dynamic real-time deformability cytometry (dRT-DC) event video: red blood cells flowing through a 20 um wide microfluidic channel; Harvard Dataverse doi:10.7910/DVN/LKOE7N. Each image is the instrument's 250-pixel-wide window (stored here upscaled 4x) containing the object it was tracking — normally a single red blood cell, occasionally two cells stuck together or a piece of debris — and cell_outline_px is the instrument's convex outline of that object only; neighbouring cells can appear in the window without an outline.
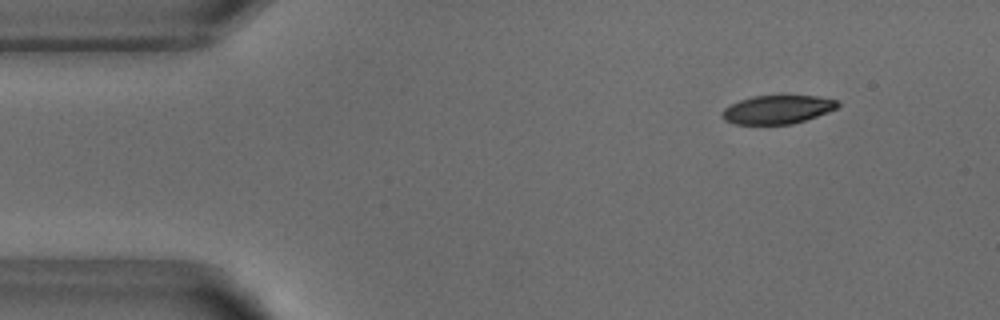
{"species": "common noctule bat (a hibernating species)", "species_latin": "Nyctalus noctula", "temperature_condition": "warm", "stored_images_in_passage": 47, "camera_frame_rate_fps": 3000, "um_per_image_px": 0.085, "animal": {"sex": "male", "body_mass_g": 18.8}, "frame": {"image": 1, "passage_image": 1, "time_ms": 0.0, "image_size_px": [1000, 320], "cell_outline_px": [[840, 104], [836, 108], [828, 112], [792, 124], [736, 124], [724, 120], [724, 108], [740, 100], [752, 96], [816, 96], [836, 100]], "centroid_in_image_um": [66.1, 9.31], "position_along_channel_um": 18.9, "area_um2": 18.84}}
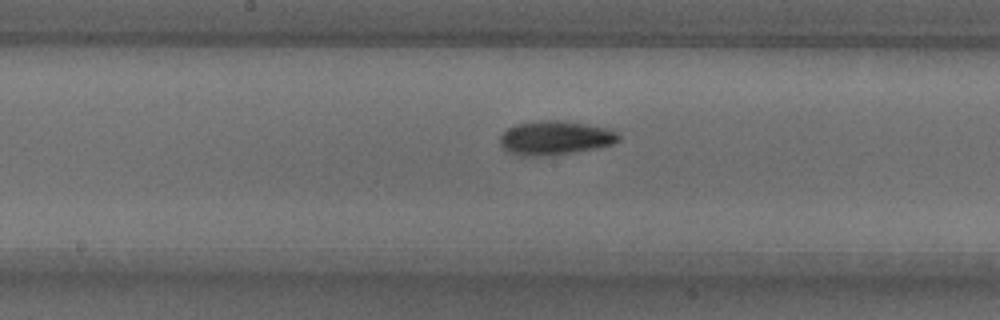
{"frame": {"image": 2, "passage_image": 21, "time_ms": 6.667, "image_size_px": [1000, 320], "cell_outline_px": [[620, 140], [612, 144], [596, 148], [548, 156], [520, 156], [508, 152], [500, 144], [500, 136], [508, 128], [516, 124], [540, 120], [556, 120], [584, 124], [608, 128], [616, 132], [620, 136]], "centroid_in_image_um": [47.16, 11.73], "position_along_channel_um": 201.0, "area_um2": 23.41}}
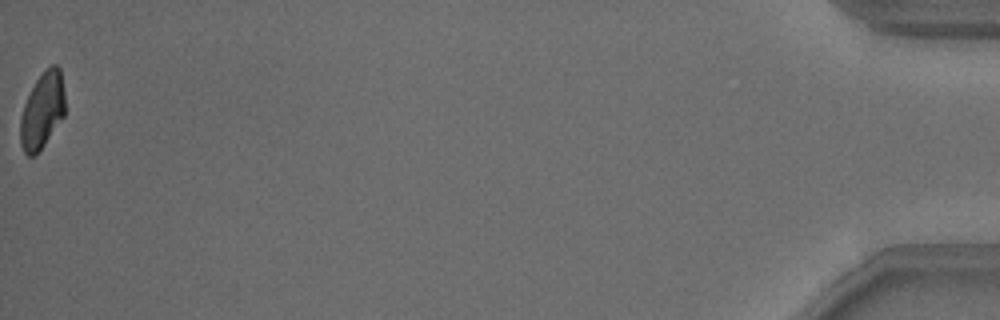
{"frame": {"image": 3, "passage_image": 47, "time_ms": 15.333, "image_size_px": [1000, 320], "cell_outline_px": [[64, 116], [44, 144], [32, 156], [28, 156], [24, 152], [20, 144], [20, 116], [24, 104], [36, 80], [52, 64], [56, 64], [60, 68], [64, 92]], "centroid_in_image_um": [3.58, 9.39], "position_along_channel_um": 431.6, "area_um2": 19.48}, "authors_computed_cell_mechanics": {"area_um2": 21.7906, "velocity_mm_per_s": 3.8693, "shape_relaxation_time_tau1_ms": 3.5731, "shape_relaxation_time_tau2_ms": 4.2228, "deformation_change_tau1": 0.1474, "deformation_change_tau2": 0.0853}}